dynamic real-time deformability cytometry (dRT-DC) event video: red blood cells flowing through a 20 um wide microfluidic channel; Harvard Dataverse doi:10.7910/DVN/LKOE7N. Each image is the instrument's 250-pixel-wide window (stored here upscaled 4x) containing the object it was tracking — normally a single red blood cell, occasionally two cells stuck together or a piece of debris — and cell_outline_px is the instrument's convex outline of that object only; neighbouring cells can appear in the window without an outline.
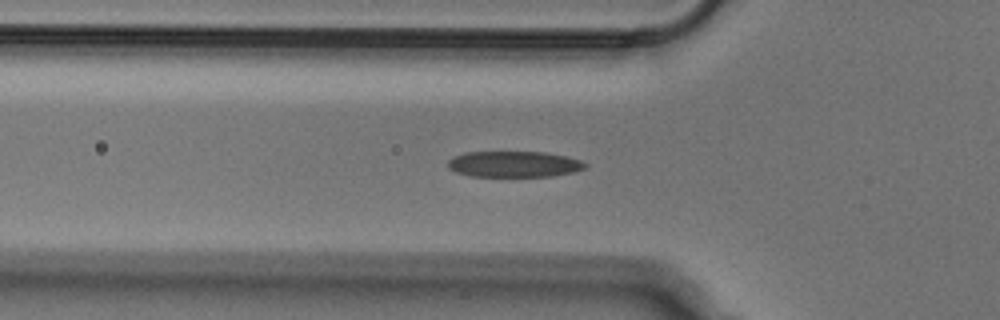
{"species": "Egyptian fruit bat (a non-hibernating species)", "species_latin": "Rousettus aegyptiacus", "temperature_condition": "cold", "stored_images_in_passage": 46, "camera_frame_rate_fps": 3000, "um_per_image_px": 0.085, "animal": {"sex": "male"}, "frame": {"image": 1, "passage_image": 16, "time_ms": 5.0, "image_size_px": [1000, 320], "cell_outline_px": [[588, 168], [576, 172], [552, 176], [472, 176], [456, 172], [448, 168], [448, 160], [464, 152], [544, 152], [564, 156], [580, 160], [588, 164]], "centroid_in_image_um": [43.73, 13.96], "position_along_channel_um": 82.1, "area_um2": 20.81}}
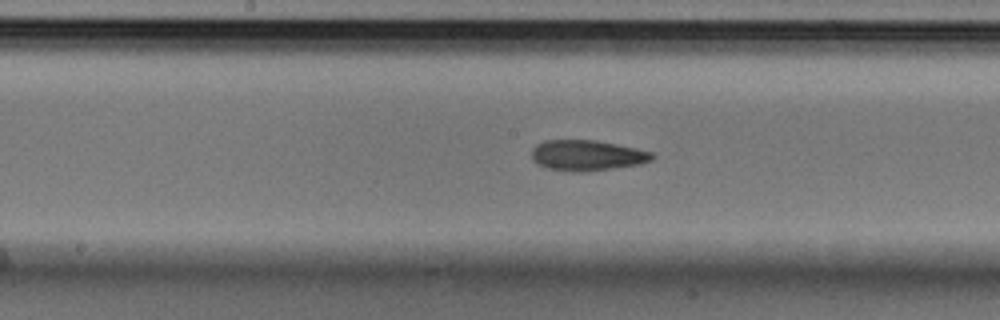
{"frame": {"image": 2, "passage_image": 25, "time_ms": 8.0, "image_size_px": [1000, 320], "cell_outline_px": [[656, 156], [652, 160], [640, 164], [612, 168], [580, 172], [572, 172], [548, 168], [532, 160], [532, 148], [536, 144], [544, 140], [596, 140], [636, 148], [652, 152]], "centroid_in_image_um": [49.9, 13.2], "position_along_channel_um": 198.3, "area_um2": 21.44}}
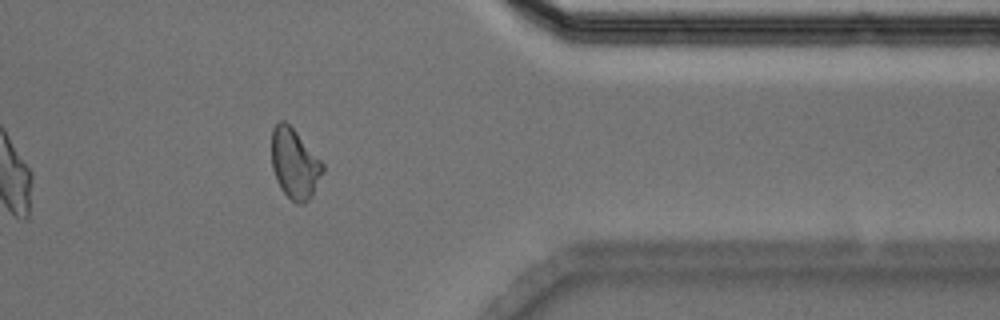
{"frame": {"image": 3, "passage_image": 41, "time_ms": 13.333, "image_size_px": [1000, 320], "cell_outline_px": [[324, 172], [312, 196], [304, 204], [296, 204], [280, 188], [276, 180], [272, 168], [272, 128], [280, 120], [284, 120], [296, 132], [324, 164]], "centroid_in_image_um": [25.05, 13.94], "position_along_channel_um": 386.4, "area_um2": 20.81}}